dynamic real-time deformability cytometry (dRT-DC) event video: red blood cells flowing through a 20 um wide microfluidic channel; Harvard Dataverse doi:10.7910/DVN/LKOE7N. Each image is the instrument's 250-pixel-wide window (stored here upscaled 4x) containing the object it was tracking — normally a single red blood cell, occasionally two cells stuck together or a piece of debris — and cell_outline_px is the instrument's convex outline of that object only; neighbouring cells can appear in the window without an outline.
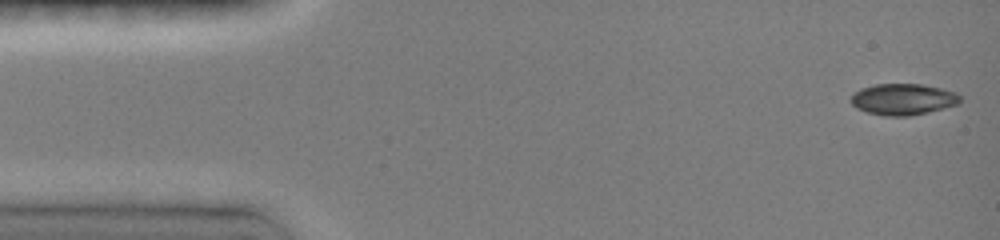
{"species": "common noctule bat (a hibernating species)", "species_latin": "Nyctalus noctula", "temperature_condition": "room temperature", "stored_images_in_passage": 5, "camera_frame_rate_fps": 3000, "um_per_image_px": 0.085, "animal": {"sex": "female", "body_mass_g": 19.0, "forearm_length_mm": 51.5}, "frame": {"image": 1, "passage_image": 1, "time_ms": 0.0, "image_size_px": [1000, 240], "cell_outline_px": [[960, 104], [928, 112], [908, 116], [884, 116], [868, 112], [856, 108], [852, 104], [852, 96], [860, 88], [876, 84], [920, 84], [940, 88], [956, 92], [960, 96]], "centroid_in_image_um": [76.78, 8.44], "position_along_channel_um": 8.2, "area_um2": 19.83}}
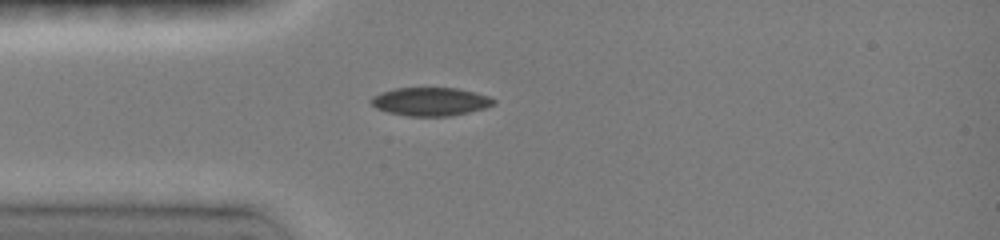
{"frame": {"image": 2, "passage_image": 5, "time_ms": 3.667, "image_size_px": [1000, 240], "cell_outline_px": [[496, 104], [484, 108], [468, 112], [448, 116], [408, 116], [388, 112], [376, 108], [368, 100], [372, 96], [380, 92], [396, 88], [456, 88], [488, 96], [496, 100]], "centroid_in_image_um": [36.55, 8.63], "position_along_channel_um": 48.4, "area_um2": 20.17}}